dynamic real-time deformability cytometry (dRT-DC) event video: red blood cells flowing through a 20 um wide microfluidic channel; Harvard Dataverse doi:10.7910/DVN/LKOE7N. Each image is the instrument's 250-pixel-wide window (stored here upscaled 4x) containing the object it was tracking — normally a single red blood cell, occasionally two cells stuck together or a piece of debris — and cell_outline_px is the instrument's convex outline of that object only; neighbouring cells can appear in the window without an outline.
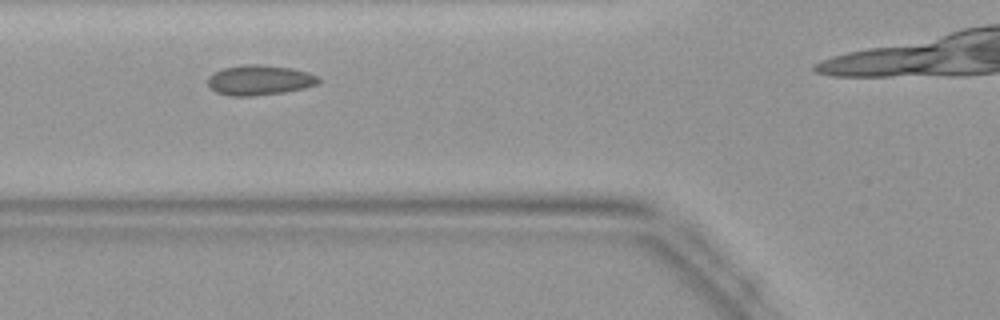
{"species": "common noctule bat (a hibernating species)", "species_latin": "Nyctalus noctula", "temperature_condition": "warm", "stored_images_in_passage": 16, "camera_frame_rate_fps": 3000, "um_per_image_px": 0.085, "animal": {"sex": "female", "body_mass_g": 19.9}, "frame": {"image": 1, "passage_image": 10, "time_ms": 3.0, "image_size_px": [1000, 320], "cell_outline_px": [[320, 80], [316, 84], [304, 88], [284, 92], [256, 96], [232, 96], [216, 92], [208, 84], [208, 76], [224, 68], [248, 64], [256, 64], [292, 68], [308, 72], [316, 76]], "centroid_in_image_um": [22.06, 6.82], "position_along_channel_um": 103.7, "area_um2": 19.19}}